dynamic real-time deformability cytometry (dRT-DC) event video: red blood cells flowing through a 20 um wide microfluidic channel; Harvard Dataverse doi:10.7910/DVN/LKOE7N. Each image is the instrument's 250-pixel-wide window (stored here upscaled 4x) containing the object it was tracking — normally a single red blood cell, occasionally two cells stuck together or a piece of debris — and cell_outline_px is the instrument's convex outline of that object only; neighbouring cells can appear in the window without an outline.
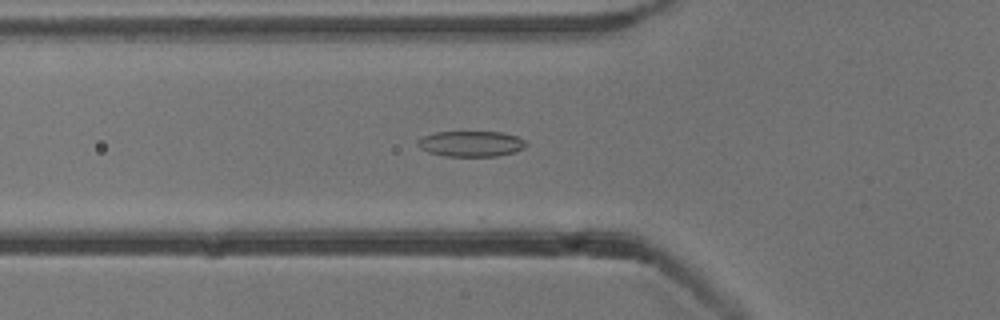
{"species": "common noctule bat (a hibernating species)", "species_latin": "Nyctalus noctula", "temperature_condition": "cold", "stored_images_in_passage": 37, "camera_frame_rate_fps": 3000, "um_per_image_px": 0.085, "animal": {"sex": "male", "body_mass_g": 13.3}, "frame": {"image": 1, "passage_image": 2, "time_ms": 0.333, "image_size_px": [1000, 320], "cell_outline_px": [[528, 144], [524, 148], [516, 152], [496, 156], [444, 156], [428, 152], [420, 148], [416, 144], [416, 140], [424, 136], [436, 132], [504, 132], [516, 136], [524, 140]], "centroid_in_image_um": [40.04, 12.22], "position_along_channel_um": 85.8, "area_um2": 16.3}}
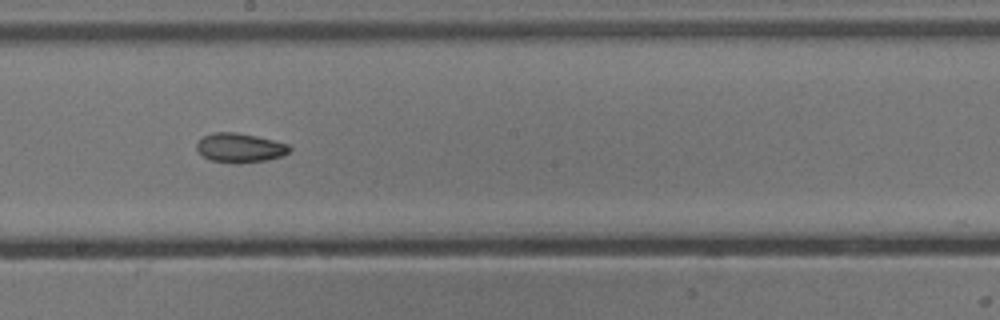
{"frame": {"image": 2, "passage_image": 13, "time_ms": 4.0, "image_size_px": [1000, 320], "cell_outline_px": [[292, 148], [284, 156], [268, 160], [240, 164], [208, 160], [196, 148], [196, 144], [204, 136], [212, 132], [236, 132], [256, 136], [288, 144]], "centroid_in_image_um": [20.41, 12.58], "position_along_channel_um": 227.8, "area_um2": 15.95}}
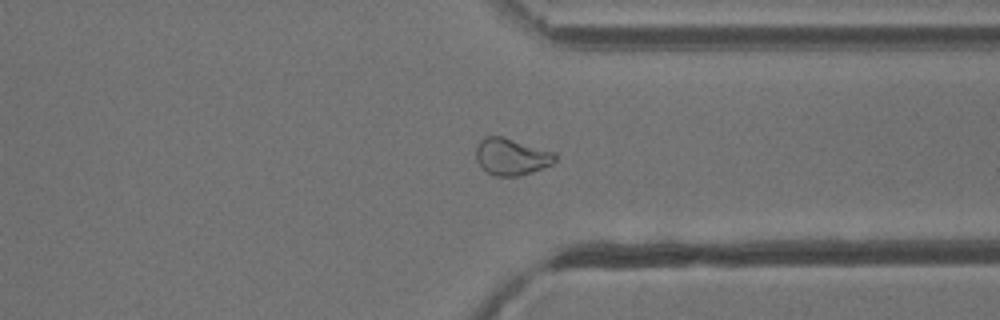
{"frame": {"image": 3, "passage_image": 24, "time_ms": 7.667, "image_size_px": [1000, 320], "cell_outline_px": [[556, 160], [552, 164], [532, 172], [516, 176], [496, 176], [488, 172], [476, 160], [476, 144], [484, 136], [500, 136], [556, 152]], "centroid_in_image_um": [43.47, 13.31], "position_along_channel_um": 367.9, "area_um2": 16.88}}